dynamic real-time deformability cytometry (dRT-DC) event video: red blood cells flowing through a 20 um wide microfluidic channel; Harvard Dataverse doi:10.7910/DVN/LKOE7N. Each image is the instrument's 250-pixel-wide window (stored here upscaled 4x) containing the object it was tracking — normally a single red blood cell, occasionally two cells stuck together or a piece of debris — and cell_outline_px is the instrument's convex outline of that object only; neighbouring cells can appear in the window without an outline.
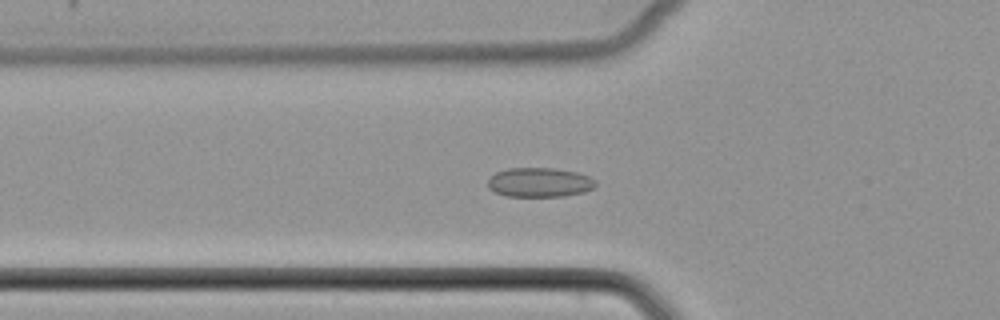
{"species": "common noctule bat (a hibernating species)", "species_latin": "Nyctalus noctula", "temperature_condition": "cold", "stored_images_in_passage": 52, "camera_frame_rate_fps": 3000, "um_per_image_px": 0.085, "animal": {"sex": "female", "body_mass_g": 22.7, "forearm_length_mm": 54.2}, "frame": {"image": 1, "passage_image": 19, "time_ms": 6.0, "image_size_px": [1000, 320], "cell_outline_px": [[596, 184], [592, 188], [584, 192], [564, 196], [504, 196], [488, 188], [488, 180], [496, 172], [508, 168], [552, 168], [576, 172], [588, 176], [596, 180]], "centroid_in_image_um": [45.85, 15.5], "position_along_channel_um": 79.9, "area_um2": 18.38}}
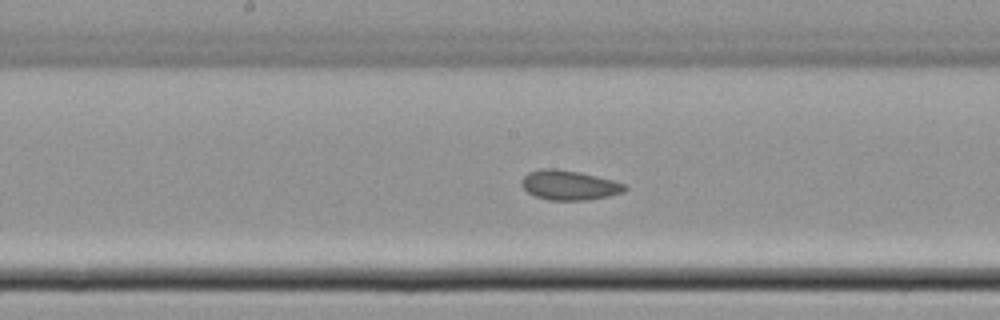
{"frame": {"image": 2, "passage_image": 28, "time_ms": 9.0, "image_size_px": [1000, 320], "cell_outline_px": [[628, 188], [624, 192], [608, 196], [588, 200], [548, 200], [536, 196], [528, 192], [520, 184], [520, 180], [528, 172], [540, 168], [556, 168], [580, 172], [612, 180], [624, 184]], "centroid_in_image_um": [48.35, 15.73], "position_along_channel_um": 199.8, "area_um2": 17.92}}
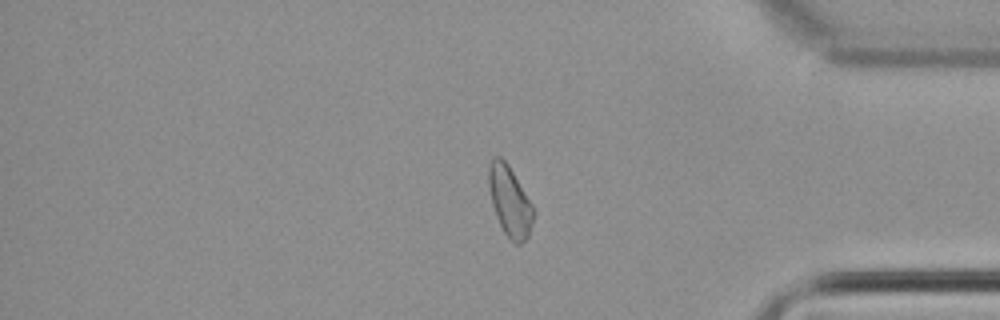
{"frame": {"image": 3, "passage_image": 44, "time_ms": 14.333, "image_size_px": [1000, 320], "cell_outline_px": [[536, 212], [528, 236], [520, 244], [516, 244], [504, 232], [496, 216], [492, 204], [488, 184], [488, 164], [496, 156], [500, 156], [508, 164], [536, 208]], "centroid_in_image_um": [43.36, 17.09], "position_along_channel_um": 391.8, "area_um2": 18.5}}